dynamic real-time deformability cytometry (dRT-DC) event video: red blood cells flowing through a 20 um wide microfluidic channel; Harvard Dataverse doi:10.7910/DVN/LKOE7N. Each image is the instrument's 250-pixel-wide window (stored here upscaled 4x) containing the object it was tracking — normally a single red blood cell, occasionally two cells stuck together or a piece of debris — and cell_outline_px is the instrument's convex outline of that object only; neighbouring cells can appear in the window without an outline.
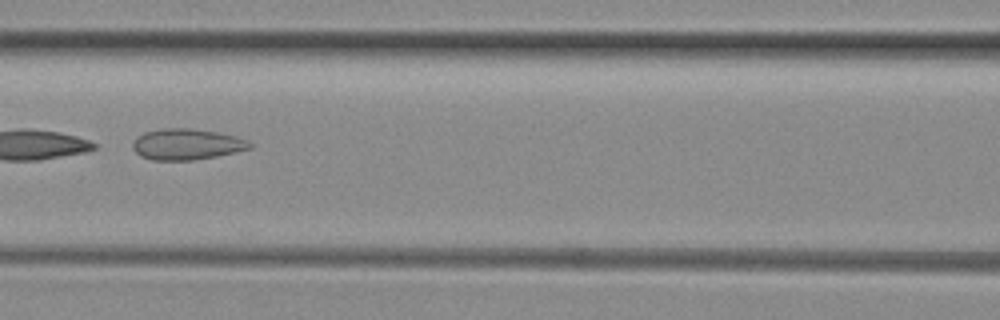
{"species": "common noctule bat (a hibernating species)", "species_latin": "Nyctalus noctula", "temperature_condition": "room temperature", "stored_images_in_passage": 7, "camera_frame_rate_fps": 3000, "um_per_image_px": 0.085, "animal": {"sex": "female", "body_mass_g": 29.2, "forearm_length_mm": 56.3}, "frame": {"image": 1, "passage_image": 6, "time_ms": 1.667, "image_size_px": [1000, 320], "cell_outline_px": [[252, 148], [236, 152], [216, 156], [192, 160], [152, 160], [140, 156], [132, 148], [132, 144], [136, 136], [144, 132], [160, 128], [192, 128], [216, 132], [236, 136], [248, 140], [252, 144]], "centroid_in_image_um": [15.85, 12.26], "position_along_channel_um": 150.7, "area_um2": 21.33}}
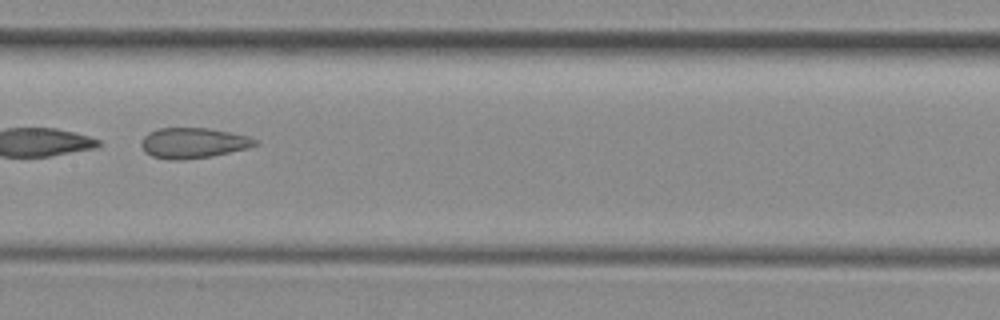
{"frame": {"image": 2, "passage_image": 7, "time_ms": 2.0, "image_size_px": [1000, 320], "cell_outline_px": [[260, 144], [248, 148], [212, 156], [184, 160], [168, 160], [152, 156], [144, 152], [140, 144], [144, 136], [148, 132], [160, 128], [208, 128], [248, 136], [260, 140]], "centroid_in_image_um": [16.43, 12.16], "position_along_channel_um": 191.0, "area_um2": 20.4}}